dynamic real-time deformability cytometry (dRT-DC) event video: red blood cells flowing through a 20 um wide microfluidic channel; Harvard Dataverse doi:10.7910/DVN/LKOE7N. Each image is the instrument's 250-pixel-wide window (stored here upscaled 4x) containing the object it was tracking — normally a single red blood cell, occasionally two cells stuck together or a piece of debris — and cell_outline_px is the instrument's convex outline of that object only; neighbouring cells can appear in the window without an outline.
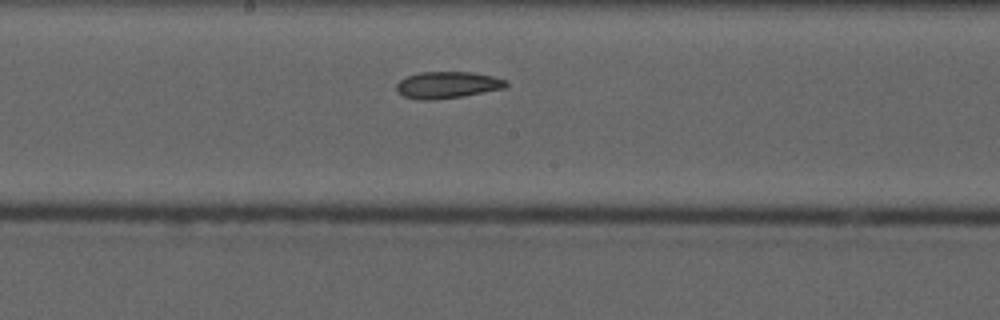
{"species": "common noctule bat (a hibernating species)", "species_latin": "Nyctalus noctula", "temperature_condition": "cold", "stored_images_in_passage": 6, "camera_frame_rate_fps": 3000, "um_per_image_px": 0.085, "animal": {"sex": "male", "forearm_length_mm": 52.5}, "frame": {"image": 1, "passage_image": 6, "time_ms": 6.667, "image_size_px": [1000, 320], "cell_outline_px": [[508, 84], [504, 88], [460, 96], [432, 100], [420, 100], [404, 96], [396, 88], [396, 84], [400, 80], [408, 76], [420, 72], [472, 72], [492, 76], [504, 80]], "centroid_in_image_um": [38.0, 7.21], "position_along_channel_um": 210.2, "area_um2": 16.7}}